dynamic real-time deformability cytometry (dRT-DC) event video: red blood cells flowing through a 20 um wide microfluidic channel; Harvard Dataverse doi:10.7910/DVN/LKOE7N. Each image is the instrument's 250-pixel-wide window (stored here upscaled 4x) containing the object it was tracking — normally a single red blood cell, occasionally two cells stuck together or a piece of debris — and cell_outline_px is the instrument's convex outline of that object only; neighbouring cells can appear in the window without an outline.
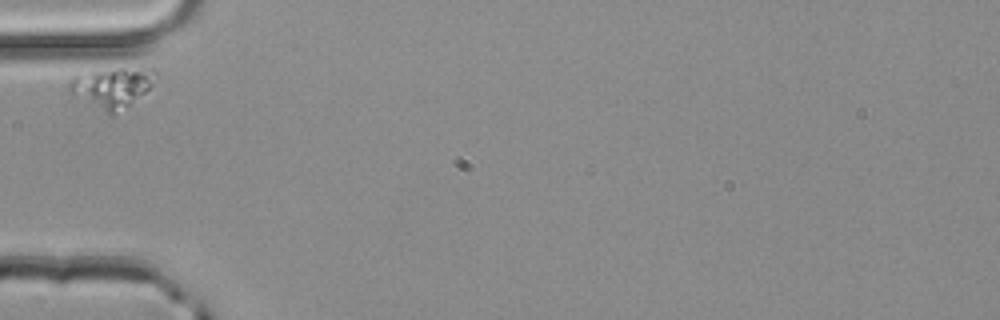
{"species": "common noctule bat (a hibernating species)", "species_latin": "Nyctalus noctula", "temperature_condition": "room temperature", "stored_images_in_passage": 1, "camera_frame_rate_fps": 3000, "um_per_image_px": 0.085, "animal": {"sex": "male", "body_mass_g": 20.4}, "frame": {"image": 1, "passage_image": 1, "time_ms": 0.0, "image_size_px": [1000, 320], "cell_outline_px": [[156, 72], [152, 84], [144, 92], [112, 116], [108, 116], [72, 96], [68, 92], [68, 84], [72, 76], [76, 72], [92, 68], [156, 68]], "centroid_in_image_um": [9.37, 7.4], "position_along_channel_um": 75.6, "area_um2": 21.04}}